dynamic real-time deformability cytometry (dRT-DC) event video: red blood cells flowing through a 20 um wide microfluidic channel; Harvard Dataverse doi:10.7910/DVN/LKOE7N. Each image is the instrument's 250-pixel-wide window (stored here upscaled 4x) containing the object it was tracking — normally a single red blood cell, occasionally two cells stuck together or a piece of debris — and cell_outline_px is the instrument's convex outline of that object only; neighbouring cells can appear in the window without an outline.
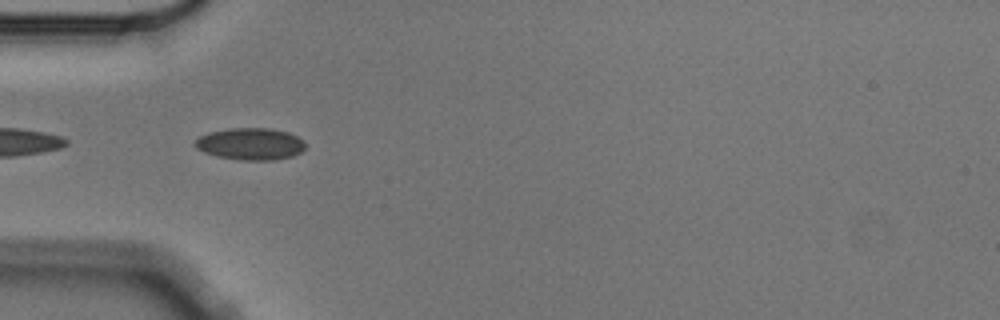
{"species": "Egyptian fruit bat (a non-hibernating species)", "species_latin": "Rousettus aegyptiacus", "temperature_condition": "cold", "stored_images_in_passage": 5, "camera_frame_rate_fps": 3000, "um_per_image_px": 0.085, "animal": {"sex": "male"}, "frame": {"image": 1, "passage_image": 4, "time_ms": 1.0, "image_size_px": [1000, 320], "cell_outline_px": [[304, 148], [300, 152], [292, 156], [272, 160], [240, 160], [216, 156], [204, 152], [196, 148], [192, 144], [200, 136], [208, 132], [228, 128], [272, 128], [288, 132], [304, 140]], "centroid_in_image_um": [21.26, 12.22], "position_along_channel_um": 63.7, "area_um2": 20.63}}
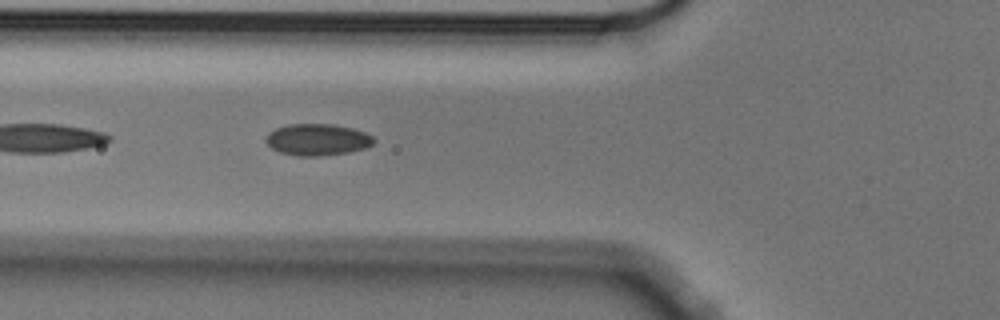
{"frame": {"image": 2, "passage_image": 5, "time_ms": 1.333, "image_size_px": [1000, 320], "cell_outline_px": [[376, 140], [372, 144], [364, 148], [348, 152], [320, 156], [296, 156], [280, 152], [272, 148], [264, 140], [268, 132], [276, 128], [288, 124], [332, 124], [352, 128], [364, 132], [372, 136]], "centroid_in_image_um": [26.95, 11.87], "position_along_channel_um": 98.8, "area_um2": 19.88}}